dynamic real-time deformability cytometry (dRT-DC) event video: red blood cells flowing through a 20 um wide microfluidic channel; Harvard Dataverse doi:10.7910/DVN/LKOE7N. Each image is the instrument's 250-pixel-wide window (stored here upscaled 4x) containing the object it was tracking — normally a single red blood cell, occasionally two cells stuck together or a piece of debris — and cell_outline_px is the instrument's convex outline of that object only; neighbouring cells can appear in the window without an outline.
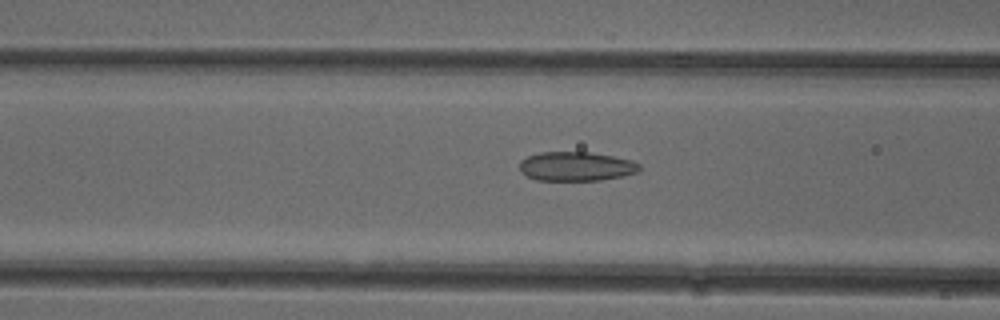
{"species": "common noctule bat (a hibernating species)", "species_latin": "Nyctalus noctula", "temperature_condition": "cold", "stored_images_in_passage": 51, "camera_frame_rate_fps": 3000, "um_per_image_px": 0.085, "animal": {"sex": "female"}, "frame": {"image": 1, "passage_image": 20, "time_ms": 6.333, "image_size_px": [1000, 320], "cell_outline_px": [[640, 168], [636, 172], [620, 176], [600, 180], [536, 180], [520, 172], [520, 160], [528, 156], [540, 152], [592, 152], [632, 160], [640, 164]], "centroid_in_image_um": [48.95, 14.13], "position_along_channel_um": 117.7, "area_um2": 20.29}}
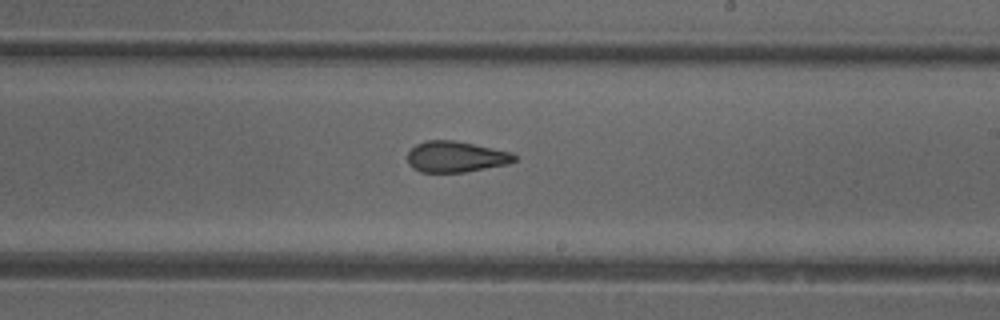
{"frame": {"image": 2, "passage_image": 30, "time_ms": 9.667, "image_size_px": [1000, 320], "cell_outline_px": [[516, 160], [508, 164], [464, 172], [420, 172], [412, 168], [408, 164], [408, 152], [416, 144], [424, 140], [456, 140], [512, 152], [516, 156]], "centroid_in_image_um": [38.73, 13.32], "position_along_channel_um": 250.3, "area_um2": 19.42}}
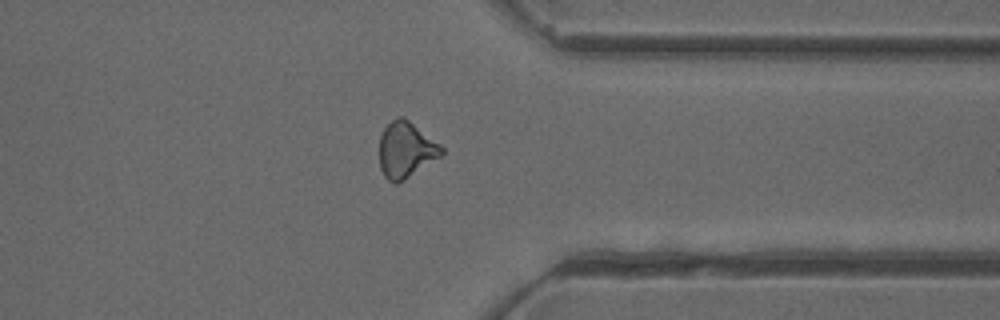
{"frame": {"image": 3, "passage_image": 40, "time_ms": 13.0, "image_size_px": [1000, 320], "cell_outline_px": [[444, 152], [440, 156], [404, 180], [396, 184], [392, 184], [384, 176], [380, 168], [380, 136], [384, 128], [396, 116], [404, 116], [440, 144], [444, 148]], "centroid_in_image_um": [34.49, 12.73], "position_along_channel_um": 376.9, "area_um2": 20.23}, "authors_computed_cell_mechanics": {"area_um2": 20.23, "velocity_mm_per_s": 3.9729, "shape_relaxation_time_tau1_ms": 8.9388, "shape_relaxation_time_tau2_ms": 2.4674, "deformation_change_tau1": 0.1629, "deformation_change_tau2": 0.1047}}